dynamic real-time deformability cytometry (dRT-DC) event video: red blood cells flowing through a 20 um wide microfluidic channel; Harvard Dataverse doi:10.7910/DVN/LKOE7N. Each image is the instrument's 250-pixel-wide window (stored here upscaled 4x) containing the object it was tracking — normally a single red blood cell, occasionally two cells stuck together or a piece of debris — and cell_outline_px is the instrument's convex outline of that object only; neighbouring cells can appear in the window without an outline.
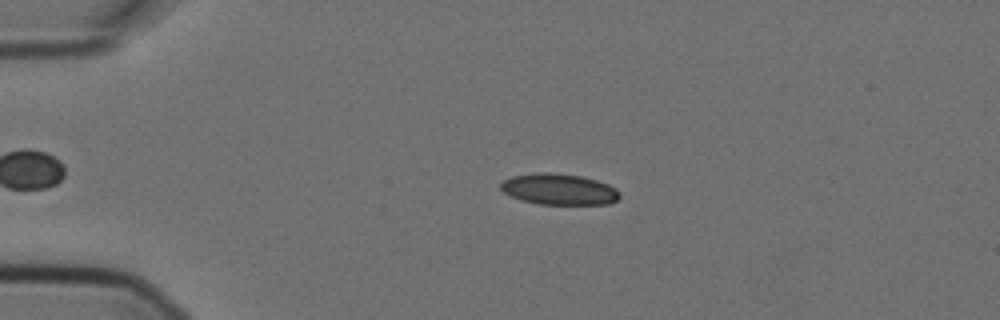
{"species": "Egyptian fruit bat (a non-hibernating species)", "species_latin": "Rousettus aegyptiacus", "temperature_condition": "cold", "stored_images_in_passage": 3, "camera_frame_rate_fps": 3000, "um_per_image_px": 0.085, "animal": {"sex": "female"}, "frame": {"image": 1, "passage_image": 2, "time_ms": 0.333, "image_size_px": [1000, 320], "cell_outline_px": [[620, 196], [616, 200], [608, 204], [540, 204], [520, 200], [504, 192], [500, 188], [500, 184], [504, 180], [512, 176], [544, 172], [548, 172], [580, 176], [596, 180], [608, 184], [616, 188], [620, 192]], "centroid_in_image_um": [47.53, 16.09], "position_along_channel_um": 37.5, "area_um2": 21.39}}